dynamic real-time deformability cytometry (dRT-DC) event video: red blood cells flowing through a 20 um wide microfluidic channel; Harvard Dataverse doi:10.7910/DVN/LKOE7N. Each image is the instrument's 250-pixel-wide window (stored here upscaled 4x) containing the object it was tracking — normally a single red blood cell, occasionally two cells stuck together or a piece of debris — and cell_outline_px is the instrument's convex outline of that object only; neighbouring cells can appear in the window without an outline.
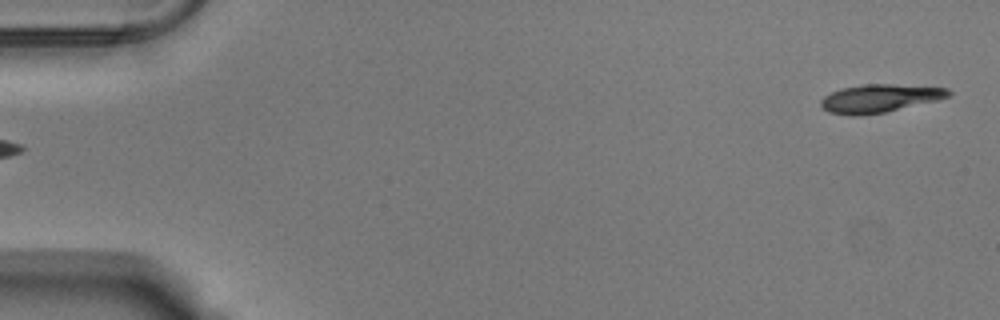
{"species": "Egyptian fruit bat (a non-hibernating species)", "species_latin": "Rousettus aegyptiacus", "temperature_condition": "warm", "stored_images_in_passage": 41, "camera_frame_rate_fps": 3000, "um_per_image_px": 0.085, "animal": {"sex": "male"}, "frame": {"image": 1, "passage_image": 2, "time_ms": 0.333, "image_size_px": [1000, 320], "cell_outline_px": [[944, 92], [876, 112], [844, 112], [832, 108], [856, 88], [936, 88]], "centroid_in_image_um": [74.95, 8.38], "position_along_channel_um": 10.0, "area_um2": 12.48}}
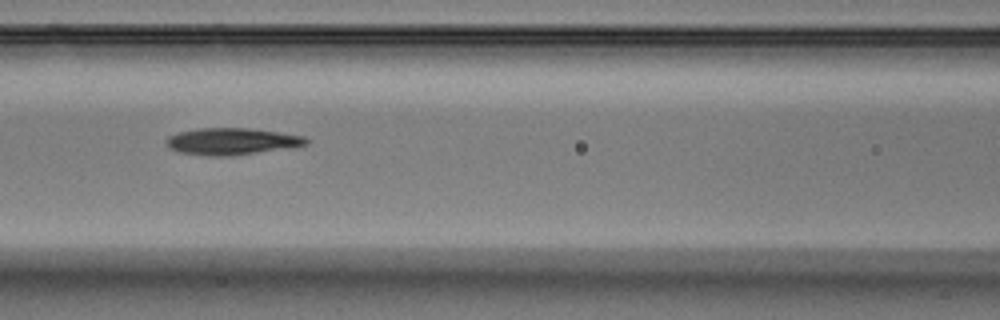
{"frame": {"image": 2, "passage_image": 24, "time_ms": 7.667, "image_size_px": [1000, 320], "cell_outline_px": [[300, 140], [292, 144], [228, 152], [216, 152], [192, 148], [176, 144], [176, 140], [188, 136], [204, 132], [260, 132], [284, 136]], "centroid_in_image_um": [19.87, 12.0], "position_along_channel_um": 146.7, "area_um2": 12.66}}
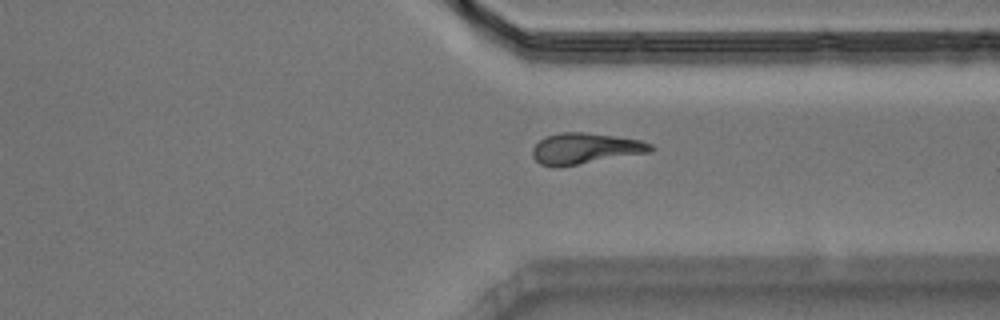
{"frame": {"image": 3, "passage_image": 41, "time_ms": 13.333, "image_size_px": [1000, 320], "cell_outline_px": [[648, 148], [572, 164], [548, 164], [560, 136], [588, 136], [628, 140], [644, 144]], "centroid_in_image_um": [50.16, 12.65], "position_along_channel_um": 361.2, "area_um2": 13.06}}